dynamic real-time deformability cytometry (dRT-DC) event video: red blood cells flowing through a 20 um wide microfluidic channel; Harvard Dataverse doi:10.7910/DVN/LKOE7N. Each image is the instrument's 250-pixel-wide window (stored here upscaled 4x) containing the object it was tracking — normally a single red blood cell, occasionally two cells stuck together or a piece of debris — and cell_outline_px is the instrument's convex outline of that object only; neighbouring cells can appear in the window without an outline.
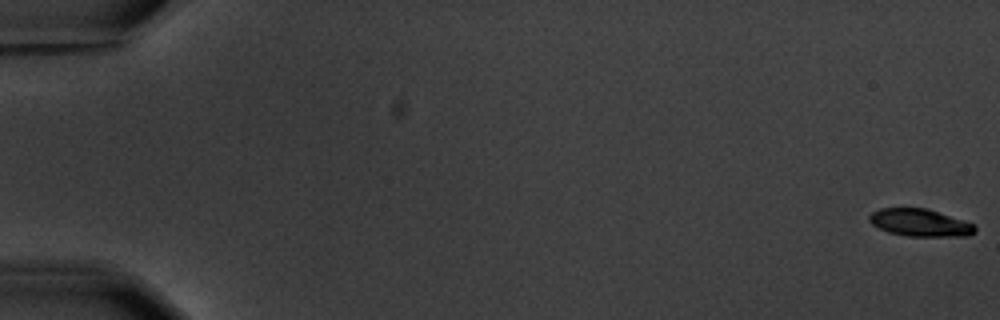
{"species": "common noctule bat (a hibernating species)", "species_latin": "Nyctalus noctula", "temperature_condition": "warm", "stored_images_in_passage": 6, "camera_frame_rate_fps": 3000, "um_per_image_px": 0.085, "animal": {"sex": "male", "body_mass_g": 20.1, "forearm_length_mm": 53.5}, "frame": {"image": 1, "passage_image": 1, "time_ms": 0.0, "image_size_px": [1000, 320], "cell_outline_px": [[976, 232], [968, 236], [908, 236], [888, 232], [872, 224], [868, 220], [868, 216], [872, 212], [880, 208], [928, 208], [964, 220], [972, 224], [976, 228]], "centroid_in_image_um": [78.2, 18.92], "position_along_channel_um": 6.8, "area_um2": 16.94}}